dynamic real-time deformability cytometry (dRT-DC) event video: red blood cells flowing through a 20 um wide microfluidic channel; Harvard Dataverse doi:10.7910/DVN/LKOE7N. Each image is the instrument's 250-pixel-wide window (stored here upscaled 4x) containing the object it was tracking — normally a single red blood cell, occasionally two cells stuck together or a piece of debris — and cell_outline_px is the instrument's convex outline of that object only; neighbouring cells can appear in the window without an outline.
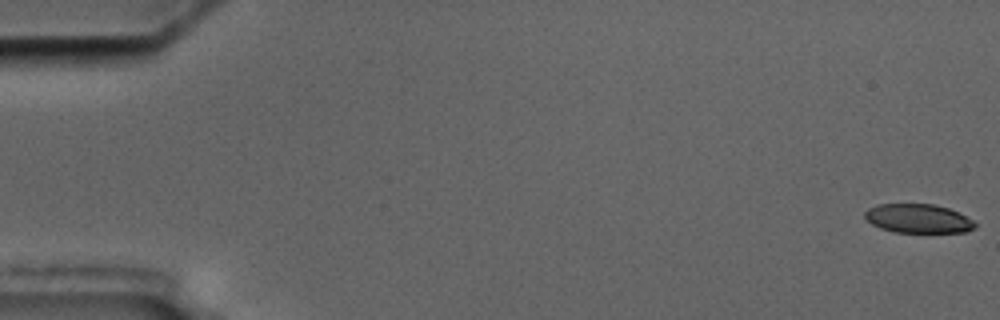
{"species": "common noctule bat (a hibernating species)", "species_latin": "Nyctalus noctula", "temperature_condition": "cold", "stored_images_in_passage": 6, "camera_frame_rate_fps": 3000, "um_per_image_px": 0.085, "animal": {"sex": "male", "body_mass_g": 17.5, "forearm_length_mm": 52.3}, "frame": {"image": 1, "passage_image": 1, "time_ms": 0.0, "image_size_px": [1000, 320], "cell_outline_px": [[976, 228], [964, 232], [892, 232], [880, 228], [872, 224], [864, 216], [864, 212], [868, 208], [876, 204], [932, 204], [948, 208], [972, 220], [976, 224]], "centroid_in_image_um": [78.0, 18.58], "position_along_channel_um": 7.0, "area_um2": 18.5}}